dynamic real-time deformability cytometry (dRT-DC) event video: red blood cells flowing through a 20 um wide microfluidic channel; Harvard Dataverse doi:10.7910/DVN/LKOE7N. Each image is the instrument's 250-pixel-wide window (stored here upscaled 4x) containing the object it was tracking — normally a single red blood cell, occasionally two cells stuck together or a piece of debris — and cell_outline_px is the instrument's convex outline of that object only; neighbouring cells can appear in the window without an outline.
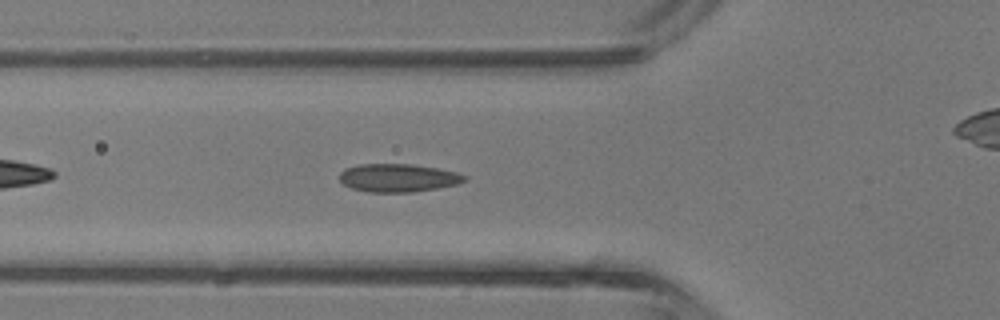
{"species": "common noctule bat (a hibernating species)", "species_latin": "Nyctalus noctula", "temperature_condition": "room temperature", "stored_images_in_passage": 34, "camera_frame_rate_fps": 3000, "um_per_image_px": 0.085, "animal": {"sex": "male", "body_mass_g": 13.3}, "frame": {"image": 1, "passage_image": 5, "time_ms": 1.333, "image_size_px": [1000, 320], "cell_outline_px": [[468, 176], [464, 180], [456, 184], [436, 188], [412, 192], [368, 192], [352, 188], [344, 184], [340, 180], [340, 172], [344, 168], [360, 164], [412, 164], [436, 168], [456, 172]], "centroid_in_image_um": [33.81, 15.11], "position_along_channel_um": 92.0, "area_um2": 20.35}}
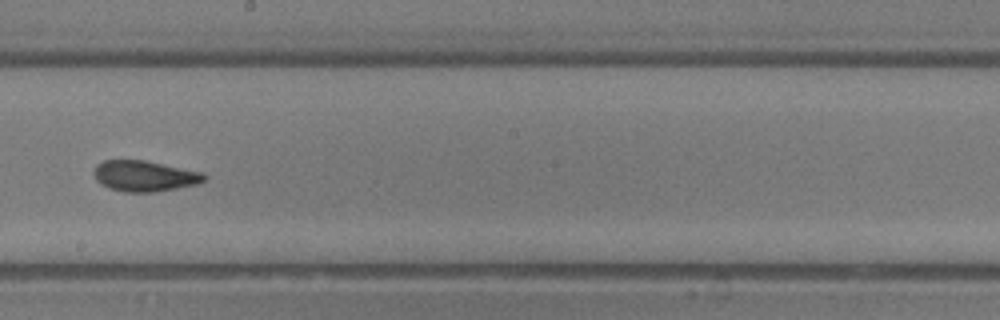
{"frame": {"image": 2, "passage_image": 14, "time_ms": 4.333, "image_size_px": [1000, 320], "cell_outline_px": [[208, 176], [204, 180], [196, 184], [156, 192], [124, 192], [108, 188], [100, 184], [96, 180], [92, 172], [96, 164], [104, 160], [144, 160], [204, 172]], "centroid_in_image_um": [12.26, 14.96], "position_along_channel_um": 235.9, "area_um2": 20.0}}
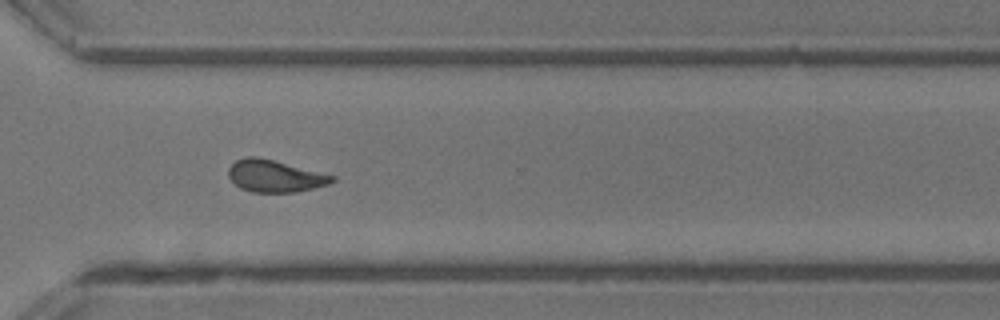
{"frame": {"image": 3, "passage_image": 21, "time_ms": 6.667, "image_size_px": [1000, 320], "cell_outline_px": [[336, 180], [328, 184], [296, 192], [252, 192], [240, 188], [228, 176], [228, 168], [236, 160], [248, 156], [256, 156], [336, 176]], "centroid_in_image_um": [23.35, 14.97], "position_along_channel_um": 347.3, "area_um2": 19.13}, "authors_computed_cell_mechanics": {"area_um2": 19.7098, "velocity_mm_per_s": 4.7895, "shape_relaxation_time_tau1_ms": 11.3915, "shape_relaxation_time_tau2_ms": 1.8551, "deformation_change_tau1": 0.2365, "deformation_change_tau2": 0.0615}}